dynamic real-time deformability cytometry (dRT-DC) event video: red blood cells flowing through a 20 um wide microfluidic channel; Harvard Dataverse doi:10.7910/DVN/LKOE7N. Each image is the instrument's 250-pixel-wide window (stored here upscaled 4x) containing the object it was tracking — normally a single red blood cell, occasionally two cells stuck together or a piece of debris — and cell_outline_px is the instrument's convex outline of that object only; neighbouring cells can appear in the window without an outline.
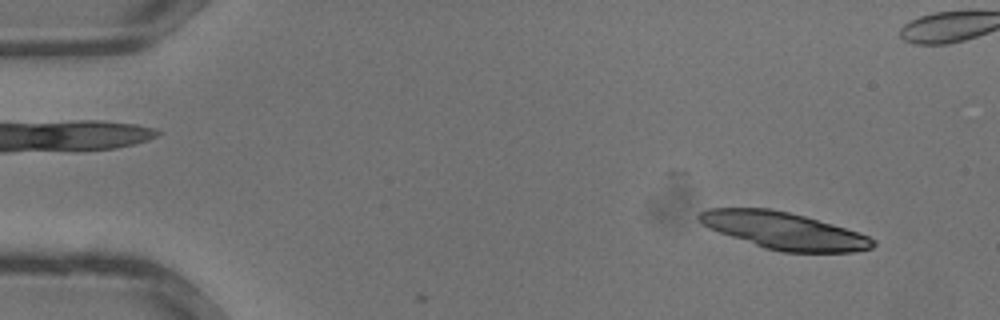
{"species": "common noctule bat (a hibernating species)", "species_latin": "Nyctalus noctula", "temperature_condition": "warm", "stored_images_in_passage": 3, "camera_frame_rate_fps": 3000, "um_per_image_px": 0.085, "animal": {"sex": "male", "body_mass_g": 13.3}, "frame": {"image": 1, "passage_image": 1, "time_ms": 0.0, "image_size_px": [1000, 320], "cell_outline_px": [[876, 244], [872, 248], [852, 252], [780, 252], [764, 248], [708, 228], [696, 216], [700, 212], [708, 208], [772, 208], [804, 216], [832, 224], [868, 236], [876, 240]], "centroid_in_image_um": [66.62, 19.61], "position_along_channel_um": 18.4, "area_um2": 37.17}}